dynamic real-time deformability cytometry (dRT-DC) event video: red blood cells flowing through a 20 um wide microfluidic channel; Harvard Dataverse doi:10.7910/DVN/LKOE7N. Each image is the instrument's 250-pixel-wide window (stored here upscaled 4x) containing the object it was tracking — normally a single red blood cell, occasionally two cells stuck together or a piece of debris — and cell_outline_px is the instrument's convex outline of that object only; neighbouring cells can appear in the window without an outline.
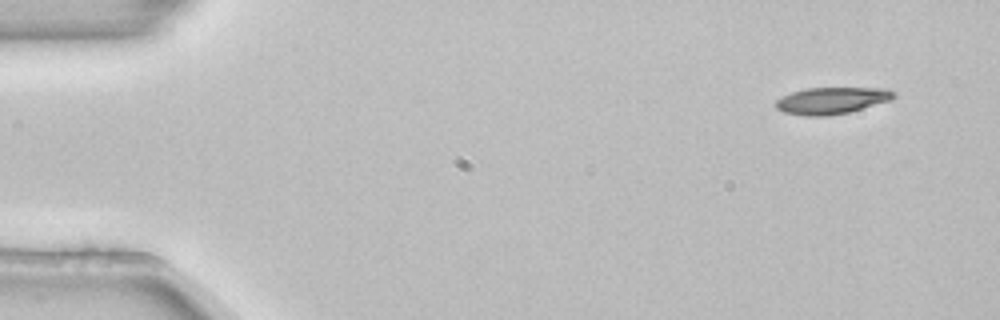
{"species": "common noctule bat (a hibernating species)", "species_latin": "Nyctalus noctula", "temperature_condition": "room temperature", "stored_images_in_passage": 3, "camera_frame_rate_fps": 3000, "um_per_image_px": 0.085, "animal": {"sex": "female", "body_mass_g": 22.7, "forearm_length_mm": 54.2}, "frame": {"image": 1, "passage_image": 1, "time_ms": 0.0, "image_size_px": [1000, 320], "cell_outline_px": [[896, 96], [892, 100], [848, 112], [828, 116], [804, 116], [784, 112], [776, 108], [776, 100], [792, 92], [808, 88], [888, 88], [896, 92]], "centroid_in_image_um": [70.74, 8.54], "position_along_channel_um": 14.3, "area_um2": 18.38}}
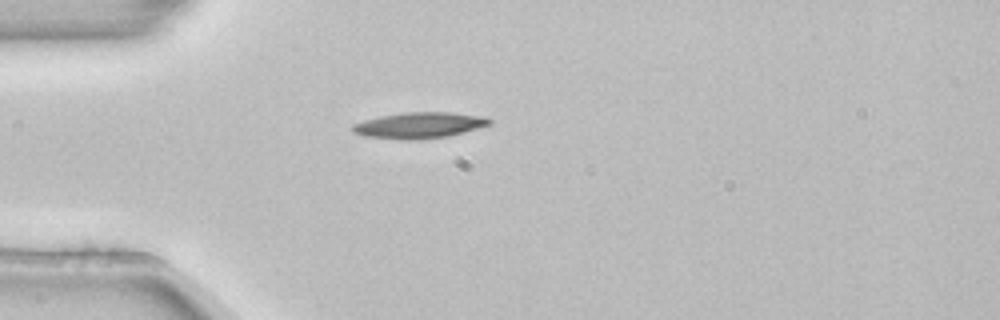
{"frame": {"image": 2, "passage_image": 3, "time_ms": 0.667, "image_size_px": [1000, 320], "cell_outline_px": [[492, 124], [464, 132], [448, 136], [420, 140], [400, 140], [364, 136], [352, 132], [352, 124], [364, 120], [380, 116], [404, 112], [448, 112], [488, 116], [492, 120]], "centroid_in_image_um": [35.66, 10.65], "position_along_channel_um": 49.3, "area_um2": 21.1}}